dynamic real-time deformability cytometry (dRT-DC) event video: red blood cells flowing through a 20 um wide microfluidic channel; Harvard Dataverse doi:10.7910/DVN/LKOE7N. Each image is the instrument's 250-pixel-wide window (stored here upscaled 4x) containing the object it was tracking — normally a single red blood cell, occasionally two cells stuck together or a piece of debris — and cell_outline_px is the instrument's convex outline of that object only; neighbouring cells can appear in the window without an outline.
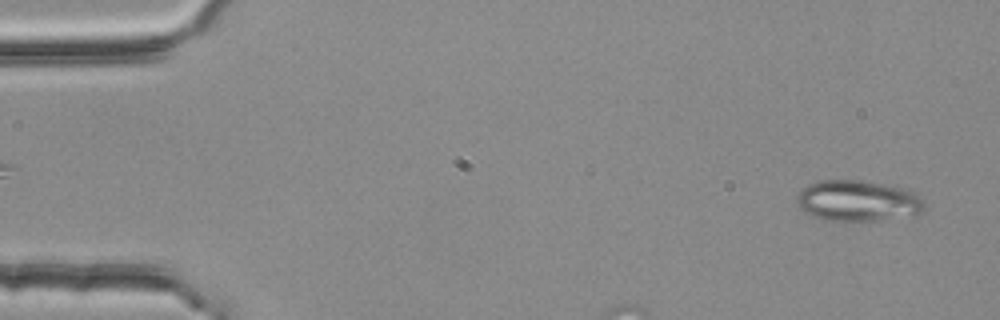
{"species": "common noctule bat (a hibernating species)", "species_latin": "Nyctalus noctula", "temperature_condition": "room temperature", "stored_images_in_passage": 13, "camera_frame_rate_fps": 3000, "um_per_image_px": 0.085, "animal": {"sex": "female", "body_mass_g": 25.1}, "frame": {"image": 1, "passage_image": 2, "time_ms": 0.333, "image_size_px": [1000, 320], "cell_outline_px": [[924, 208], [920, 212], [876, 220], [824, 220], [812, 216], [804, 212], [796, 204], [796, 196], [808, 184], [820, 180], [860, 180], [888, 184], [904, 188], [916, 192], [924, 200]], "centroid_in_image_um": [72.87, 17.04], "position_along_channel_um": 12.1, "area_um2": 30.29}}